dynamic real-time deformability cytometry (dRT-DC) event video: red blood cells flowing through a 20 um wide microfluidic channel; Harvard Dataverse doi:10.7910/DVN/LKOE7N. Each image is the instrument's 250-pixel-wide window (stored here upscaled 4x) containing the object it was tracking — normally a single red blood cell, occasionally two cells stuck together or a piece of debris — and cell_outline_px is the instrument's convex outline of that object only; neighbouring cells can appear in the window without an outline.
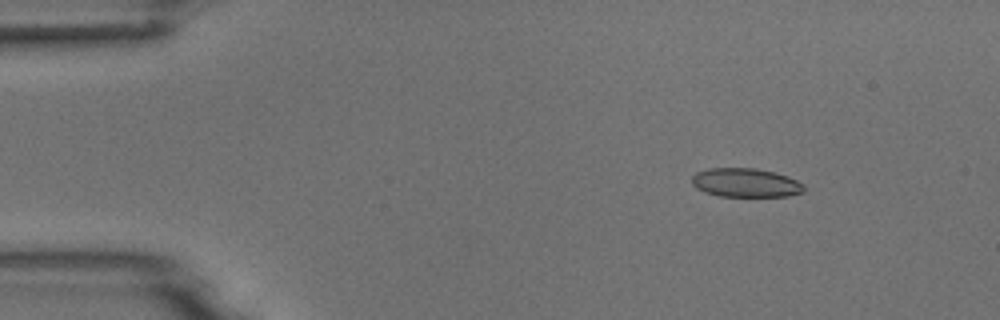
{"species": "common noctule bat (a hibernating species)", "species_latin": "Nyctalus noctula", "temperature_condition": "room temperature", "stored_images_in_passage": 5, "camera_frame_rate_fps": 3000, "um_per_image_px": 0.085, "animal": {"sex": "male", "body_mass_g": 18.8}, "frame": {"image": 1, "passage_image": 1, "time_ms": 0.0, "image_size_px": [1000, 320], "cell_outline_px": [[804, 192], [788, 196], [720, 196], [704, 192], [696, 188], [692, 184], [692, 176], [696, 172], [708, 168], [756, 168], [788, 176], [804, 184]], "centroid_in_image_um": [63.37, 15.53], "position_along_channel_um": 21.6, "area_um2": 18.9}}
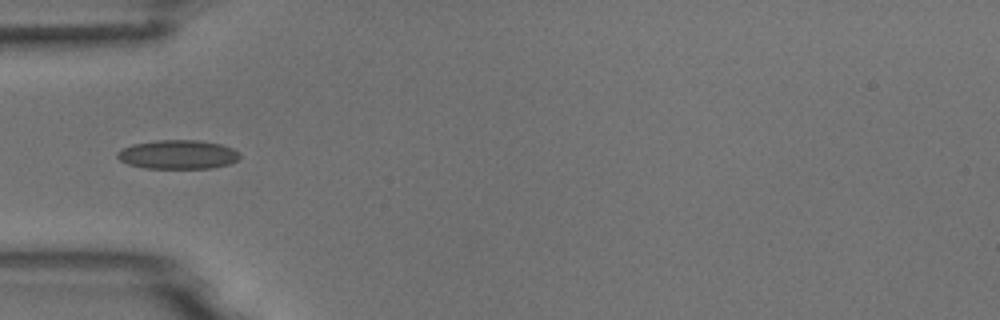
{"frame": {"image": 2, "passage_image": 4, "time_ms": 3.333, "image_size_px": [1000, 320], "cell_outline_px": [[240, 156], [236, 160], [228, 164], [212, 168], [144, 168], [128, 164], [120, 160], [116, 156], [116, 152], [132, 144], [156, 140], [196, 140], [220, 144], [232, 148], [240, 152]], "centroid_in_image_um": [15.1, 13.13], "position_along_channel_um": 69.9, "area_um2": 20.63}}